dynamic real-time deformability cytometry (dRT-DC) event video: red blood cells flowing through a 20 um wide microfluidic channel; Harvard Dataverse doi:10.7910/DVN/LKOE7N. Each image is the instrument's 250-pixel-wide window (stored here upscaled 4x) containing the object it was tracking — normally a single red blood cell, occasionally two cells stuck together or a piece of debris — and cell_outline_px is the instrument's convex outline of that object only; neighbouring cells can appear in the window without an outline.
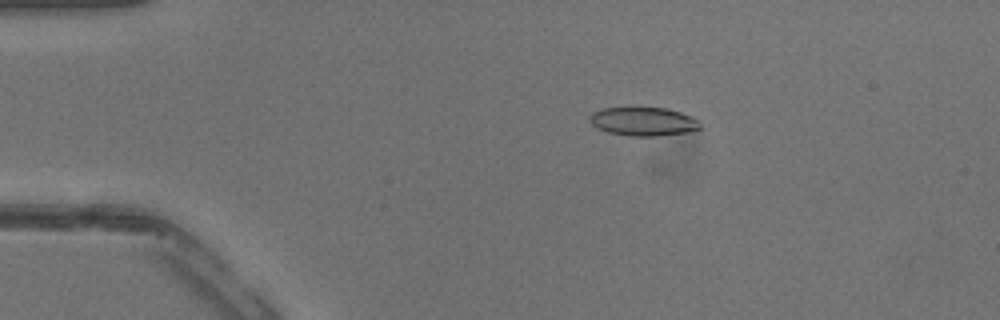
{"species": "common noctule bat (a hibernating species)", "species_latin": "Nyctalus noctula", "temperature_condition": "warm", "stored_images_in_passage": 3, "camera_frame_rate_fps": 3000, "um_per_image_px": 0.085, "animal": {"sex": "male", "body_mass_g": 13.3}, "frame": {"image": 1, "passage_image": 2, "time_ms": 0.333, "image_size_px": [1000, 320], "cell_outline_px": [[700, 128], [688, 132], [660, 136], [628, 136], [608, 132], [596, 128], [588, 120], [588, 116], [592, 112], [604, 108], [668, 108], [692, 116], [700, 124]], "centroid_in_image_um": [54.65, 10.33], "position_along_channel_um": 30.4, "area_um2": 18.5}}